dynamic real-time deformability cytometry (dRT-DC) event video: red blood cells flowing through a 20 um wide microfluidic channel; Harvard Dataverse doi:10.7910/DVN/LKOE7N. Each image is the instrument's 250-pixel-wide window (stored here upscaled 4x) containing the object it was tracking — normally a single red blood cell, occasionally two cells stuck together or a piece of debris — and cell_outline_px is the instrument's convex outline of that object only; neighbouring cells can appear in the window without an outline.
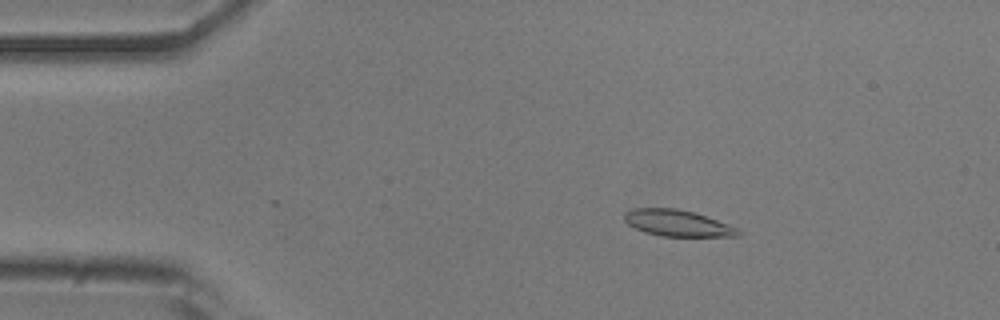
{"species": "common noctule bat (a hibernating species)", "species_latin": "Nyctalus noctula", "temperature_condition": "room temperature", "stored_images_in_passage": 53, "camera_frame_rate_fps": 3000, "um_per_image_px": 0.085, "animal": {"sex": "male", "body_mass_g": 20.5, "forearm_length_mm": 52.5}, "frame": {"image": 1, "passage_image": 9, "time_ms": 2.667, "image_size_px": [1000, 320], "cell_outline_px": [[740, 236], [660, 236], [644, 232], [628, 224], [624, 220], [624, 212], [632, 208], [676, 208], [692, 212], [716, 220], [736, 228], [740, 232]], "centroid_in_image_um": [57.51, 18.96], "position_along_channel_um": 27.5, "area_um2": 17.22}}
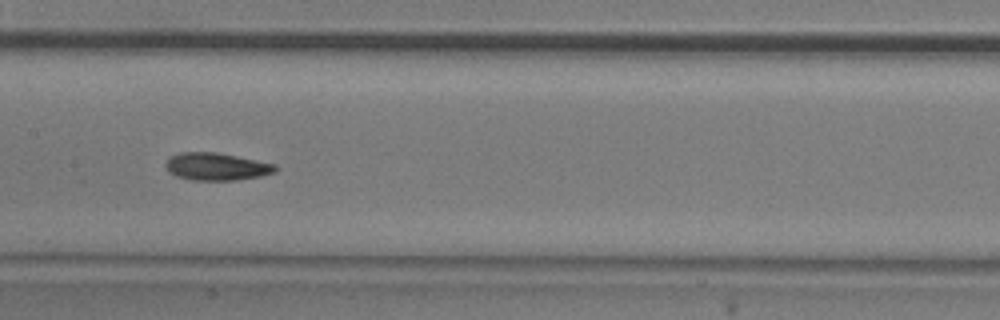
{"frame": {"image": 2, "passage_image": 26, "time_ms": 8.333, "image_size_px": [1000, 320], "cell_outline_px": [[276, 172], [260, 176], [236, 180], [192, 180], [176, 176], [168, 172], [164, 164], [172, 156], [180, 152], [216, 152], [276, 164]], "centroid_in_image_um": [18.39, 14.16], "position_along_channel_um": 189.0, "area_um2": 17.51}}
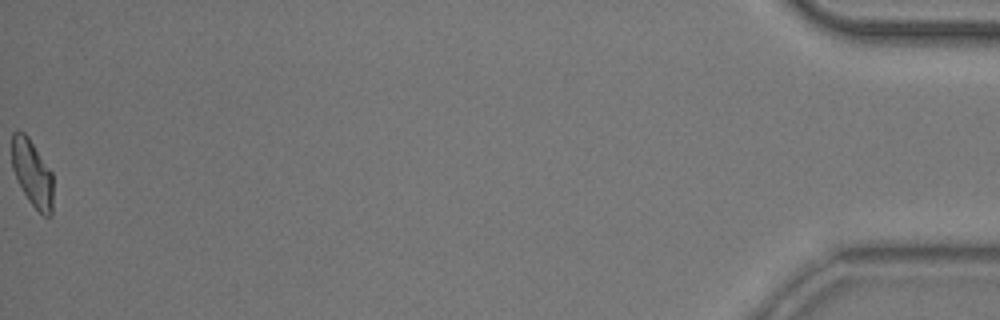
{"frame": {"image": 3, "passage_image": 53, "time_ms": 17.333, "image_size_px": [1000, 320], "cell_outline_px": [[52, 216], [44, 216], [28, 200], [16, 180], [12, 168], [12, 132], [16, 128], [24, 132], [28, 136], [52, 172]], "centroid_in_image_um": [2.72, 14.69], "position_along_channel_um": 432.5, "area_um2": 16.18}, "authors_computed_cell_mechanics": {"area_um2": 17.1666, "velocity_mm_per_s": 3.8442, "shape_relaxation_time_tau1_ms": 6.2524, "shape_relaxation_time_tau2_ms": 3.3225, "deformation_change_tau1": 0.1462, "deformation_change_tau2": 0.0938}}